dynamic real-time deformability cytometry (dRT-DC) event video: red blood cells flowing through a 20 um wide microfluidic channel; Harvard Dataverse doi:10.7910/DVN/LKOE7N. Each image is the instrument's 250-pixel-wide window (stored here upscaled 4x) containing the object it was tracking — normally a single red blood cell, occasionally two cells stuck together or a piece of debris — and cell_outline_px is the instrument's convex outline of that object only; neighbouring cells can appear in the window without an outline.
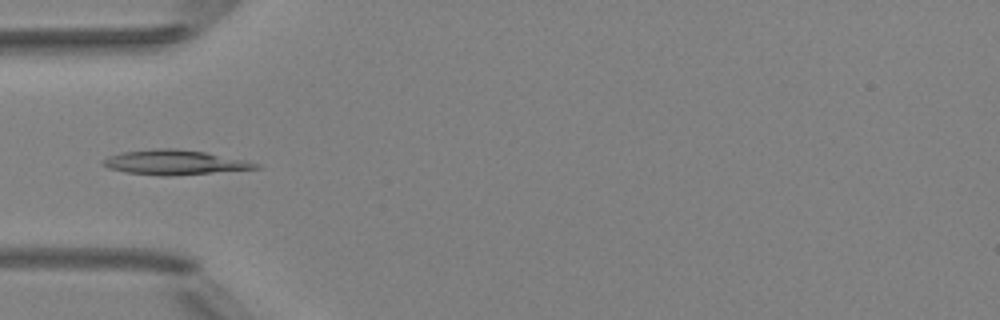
{"species": "Egyptian fruit bat (a non-hibernating species)", "species_latin": "Rousettus aegyptiacus", "temperature_condition": "room temperature", "stored_images_in_passage": 3, "camera_frame_rate_fps": 3000, "um_per_image_px": 0.085, "animal": {"sex": "female"}, "frame": {"image": 1, "passage_image": 3, "time_ms": 3.333, "image_size_px": [1000, 320], "cell_outline_px": [[264, 168], [168, 176], [160, 176], [124, 172], [108, 168], [100, 164], [108, 156], [124, 152], [156, 148], [176, 148], [204, 152], [244, 160], [260, 164]], "centroid_in_image_um": [14.83, 13.81], "position_along_channel_um": 70.2, "area_um2": 21.91}}